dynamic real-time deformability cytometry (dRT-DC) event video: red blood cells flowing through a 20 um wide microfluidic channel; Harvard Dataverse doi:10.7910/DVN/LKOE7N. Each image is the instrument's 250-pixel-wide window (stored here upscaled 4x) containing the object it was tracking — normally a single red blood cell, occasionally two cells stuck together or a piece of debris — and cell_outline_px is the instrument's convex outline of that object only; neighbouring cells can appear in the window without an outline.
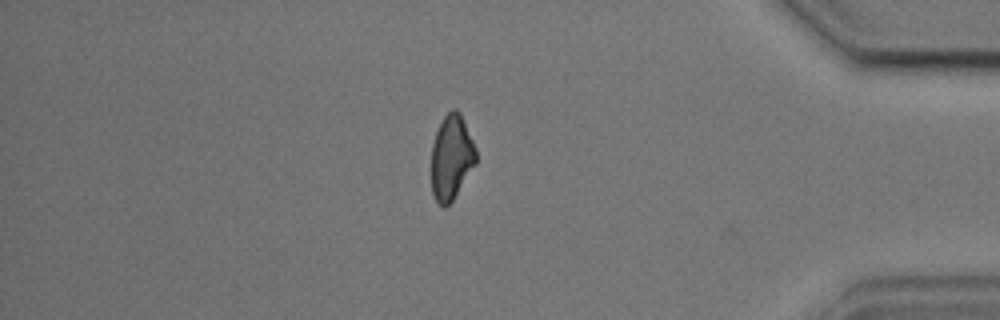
{"species": "common noctule bat (a hibernating species)", "species_latin": "Nyctalus noctula", "temperature_condition": "cold", "stored_images_in_passage": 32, "camera_frame_rate_fps": 3000, "um_per_image_px": 0.085, "animal": {"sex": "male", "body_mass_g": 17.9, "forearm_length_mm": 54.2}, "frame": {"image": 1, "passage_image": 31, "time_ms": 10.0, "image_size_px": [1000, 320], "cell_outline_px": [[476, 164], [452, 200], [444, 208], [436, 200], [432, 192], [432, 144], [436, 132], [444, 116], [452, 108], [456, 108], [460, 112], [476, 148]], "centroid_in_image_um": [38.38, 13.35], "position_along_channel_um": 396.8, "area_um2": 21.85}, "authors_computed_cell_mechanics": {"area_um2": 24.0448, "velocity_mm_per_s": 3.6034, "shape_relaxation_time_tau1_ms": 4.3433, "shape_relaxation_time_tau2_ms": 4.3371, "deformation_change_tau1": 0.1117, "deformation_change_tau2": 0.1187}}